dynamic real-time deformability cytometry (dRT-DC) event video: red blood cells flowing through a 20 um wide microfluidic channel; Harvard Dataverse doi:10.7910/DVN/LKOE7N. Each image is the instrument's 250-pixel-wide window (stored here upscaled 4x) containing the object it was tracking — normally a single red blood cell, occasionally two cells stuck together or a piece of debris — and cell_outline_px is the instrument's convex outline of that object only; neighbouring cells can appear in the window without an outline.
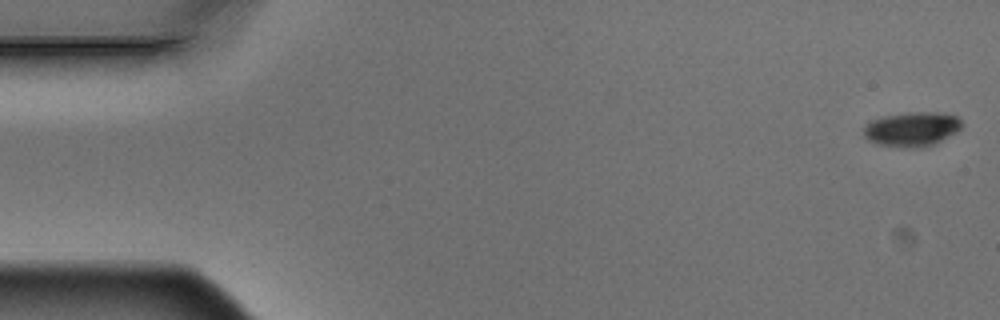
{"species": "Egyptian fruit bat (a non-hibernating species)", "species_latin": "Rousettus aegyptiacus", "temperature_condition": "warm", "stored_images_in_passage": 7, "camera_frame_rate_fps": 3000, "um_per_image_px": 0.085, "animal": {"sex": "male"}, "frame": {"image": 1, "passage_image": 1, "time_ms": 0.0, "image_size_px": [1000, 320], "cell_outline_px": [[960, 128], [956, 132], [936, 144], [920, 148], [908, 148], [880, 144], [868, 140], [864, 136], [864, 128], [872, 120], [884, 116], [912, 112], [936, 112], [956, 116], [960, 120]], "centroid_in_image_um": [77.52, 10.99], "position_along_channel_um": 7.5, "area_um2": 19.48}}
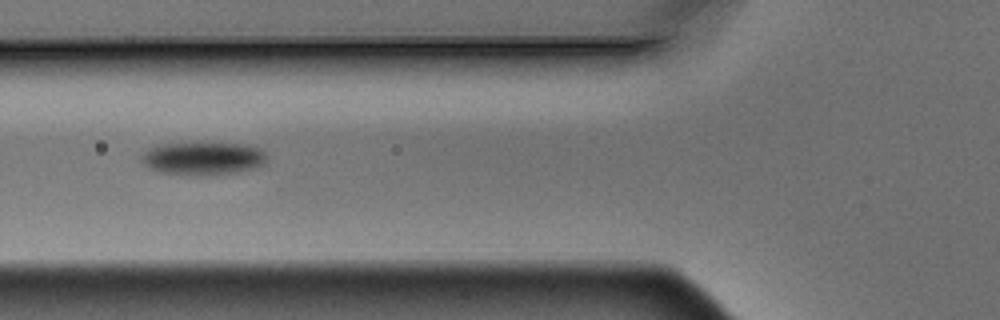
{"frame": {"image": 2, "passage_image": 6, "time_ms": 1.667, "image_size_px": [1000, 320], "cell_outline_px": [[268, 160], [264, 164], [256, 168], [236, 172], [200, 176], [196, 176], [164, 172], [148, 168], [140, 160], [140, 156], [148, 148], [160, 144], [248, 144], [260, 148], [268, 156]], "centroid_in_image_um": [17.28, 13.48], "position_along_channel_um": 108.5, "area_um2": 24.1}}
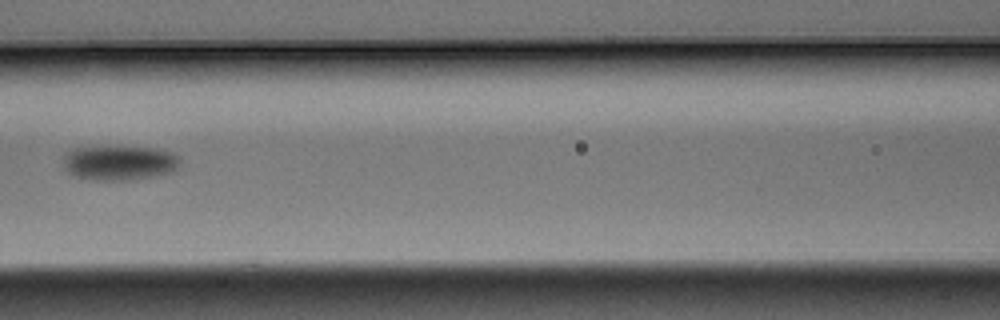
{"frame": {"image": 3, "passage_image": 7, "time_ms": 2.0, "image_size_px": [1000, 320], "cell_outline_px": [[180, 164], [172, 172], [152, 176], [128, 180], [96, 180], [72, 176], [64, 168], [64, 152], [72, 148], [160, 148], [172, 152], [180, 156]], "centroid_in_image_um": [10.15, 13.85], "position_along_channel_um": 156.5, "area_um2": 23.47}}